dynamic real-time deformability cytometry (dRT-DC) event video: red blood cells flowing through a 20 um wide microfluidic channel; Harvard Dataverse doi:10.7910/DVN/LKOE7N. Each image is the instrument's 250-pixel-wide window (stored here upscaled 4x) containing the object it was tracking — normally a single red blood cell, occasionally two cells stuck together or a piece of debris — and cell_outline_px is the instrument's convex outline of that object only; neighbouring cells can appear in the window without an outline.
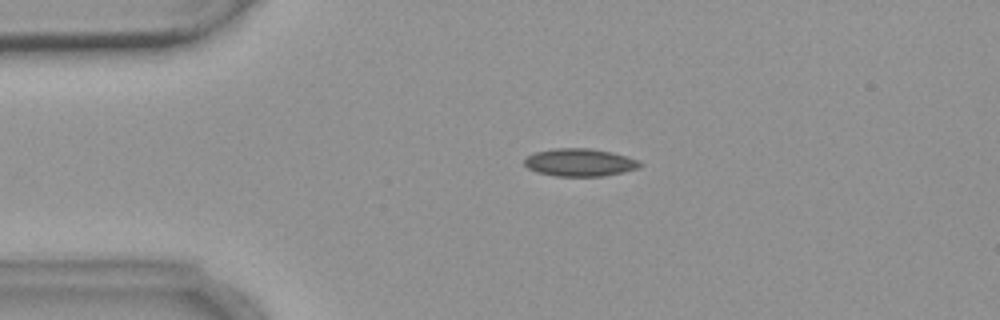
{"species": "common noctule bat (a hibernating species)", "species_latin": "Nyctalus noctula", "temperature_condition": "warm", "stored_images_in_passage": 2, "camera_frame_rate_fps": 3000, "um_per_image_px": 0.085, "animal": {"sex": "female", "body_mass_g": 18.4}, "frame": {"image": 1, "passage_image": 1, "time_ms": 0.0, "image_size_px": [1000, 320], "cell_outline_px": [[644, 164], [636, 168], [624, 172], [604, 176], [556, 176], [536, 172], [528, 168], [524, 164], [524, 160], [528, 156], [536, 152], [556, 148], [588, 148], [612, 152], [628, 156]], "centroid_in_image_um": [49.28, 13.81], "position_along_channel_um": 35.7, "area_um2": 18.61}}